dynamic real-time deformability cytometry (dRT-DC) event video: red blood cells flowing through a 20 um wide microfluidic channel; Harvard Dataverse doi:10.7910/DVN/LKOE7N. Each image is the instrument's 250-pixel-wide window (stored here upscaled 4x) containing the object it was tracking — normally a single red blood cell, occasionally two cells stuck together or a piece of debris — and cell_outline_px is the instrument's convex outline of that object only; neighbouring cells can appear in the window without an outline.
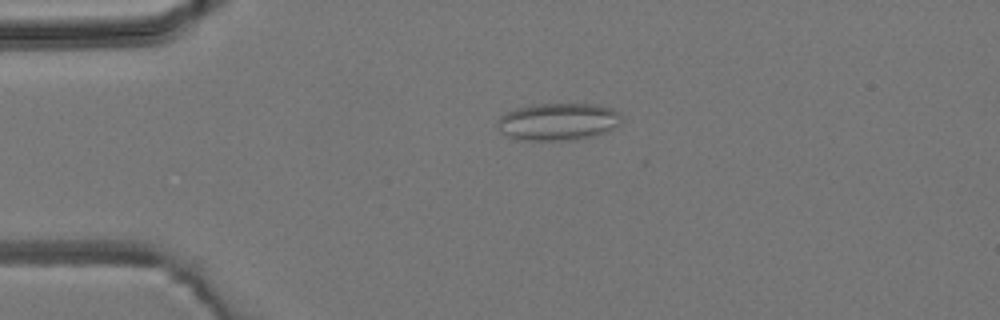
{"species": "common noctule bat (a hibernating species)", "species_latin": "Nyctalus noctula", "temperature_condition": "room temperature", "stored_images_in_passage": 4, "camera_frame_rate_fps": 3000, "um_per_image_px": 0.085, "animal": {"sex": "male", "body_mass_g": 19.2, "forearm_length_mm": 51.8}, "frame": {"image": 1, "passage_image": 3, "time_ms": 2.333, "image_size_px": [1000, 320], "cell_outline_px": [[620, 124], [604, 132], [592, 136], [576, 140], [516, 140], [500, 132], [496, 124], [500, 116], [516, 108], [532, 104], [596, 104], [612, 108], [620, 112]], "centroid_in_image_um": [47.41, 10.34], "position_along_channel_um": 37.6, "area_um2": 27.11}}